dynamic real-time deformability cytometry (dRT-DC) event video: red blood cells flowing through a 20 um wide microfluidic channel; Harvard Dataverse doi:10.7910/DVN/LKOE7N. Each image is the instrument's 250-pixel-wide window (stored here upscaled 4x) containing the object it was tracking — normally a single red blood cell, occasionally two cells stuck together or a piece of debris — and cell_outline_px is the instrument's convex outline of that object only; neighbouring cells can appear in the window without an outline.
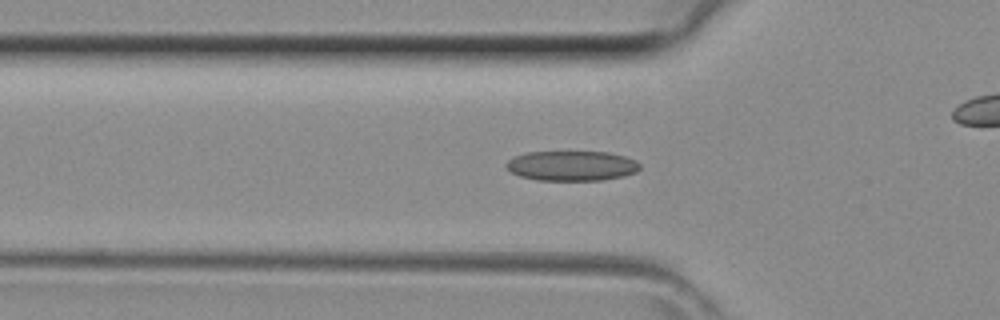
{"species": "common noctule bat (a hibernating species)", "species_latin": "Nyctalus noctula", "temperature_condition": "room temperature", "stored_images_in_passage": 29, "camera_frame_rate_fps": 3000, "um_per_image_px": 0.085, "animal": {"sex": "female", "body_mass_g": 29.2, "forearm_length_mm": 56.3}, "frame": {"image": 1, "passage_image": 8, "time_ms": 2.333, "image_size_px": [1000, 320], "cell_outline_px": [[640, 168], [636, 172], [624, 176], [604, 180], [536, 180], [520, 176], [512, 172], [504, 164], [512, 156], [528, 152], [608, 152], [624, 156], [636, 160], [640, 164]], "centroid_in_image_um": [48.6, 14.09], "position_along_channel_um": 77.2, "area_um2": 23.41}}
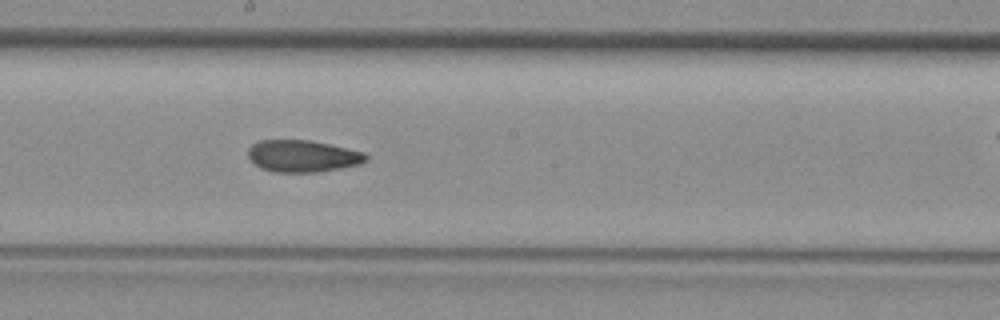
{"frame": {"image": 2, "passage_image": 17, "time_ms": 5.333, "image_size_px": [1000, 320], "cell_outline_px": [[368, 160], [360, 164], [320, 172], [276, 172], [260, 168], [248, 156], [248, 148], [252, 144], [260, 140], [308, 140], [328, 144], [364, 152], [368, 156]], "centroid_in_image_um": [25.73, 13.27], "position_along_channel_um": 222.5, "area_um2": 21.85}}
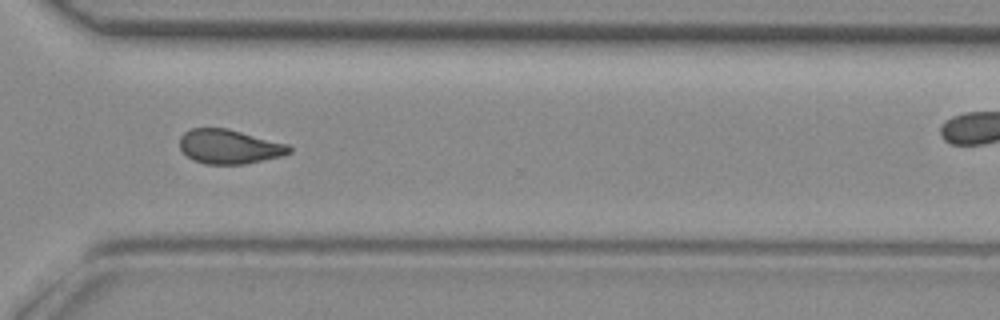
{"frame": {"image": 3, "passage_image": 25, "time_ms": 8.0, "image_size_px": [1000, 320], "cell_outline_px": [[292, 152], [280, 156], [244, 164], [204, 164], [192, 160], [180, 148], [180, 136], [184, 132], [192, 128], [228, 128], [288, 144], [292, 148]], "centroid_in_image_um": [19.48, 12.46], "position_along_channel_um": 351.1, "area_um2": 21.91}}